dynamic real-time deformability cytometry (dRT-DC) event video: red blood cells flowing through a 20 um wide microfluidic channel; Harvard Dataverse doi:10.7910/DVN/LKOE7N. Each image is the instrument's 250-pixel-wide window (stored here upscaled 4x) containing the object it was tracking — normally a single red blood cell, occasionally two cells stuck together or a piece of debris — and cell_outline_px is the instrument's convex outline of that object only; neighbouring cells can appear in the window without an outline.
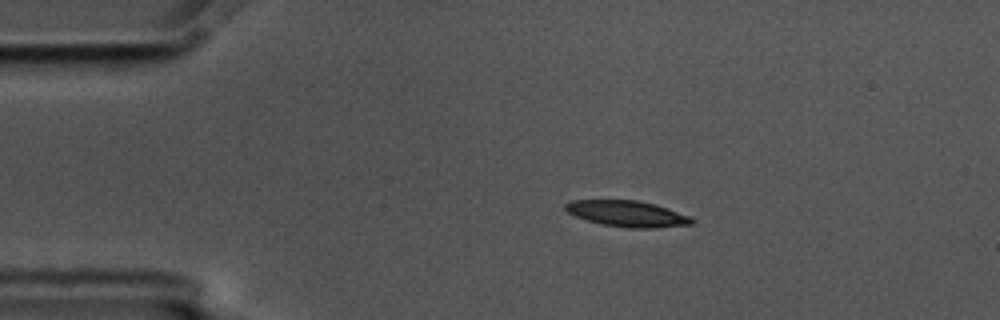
{"species": "common noctule bat (a hibernating species)", "species_latin": "Nyctalus noctula", "temperature_condition": "cold", "stored_images_in_passage": 14, "camera_frame_rate_fps": 3000, "um_per_image_px": 0.085, "animal": {"sex": "male", "body_mass_g": 17.5, "forearm_length_mm": 52.3}, "frame": {"image": 1, "passage_image": 3, "time_ms": 0.667, "image_size_px": [1000, 320], "cell_outline_px": [[696, 220], [692, 224], [656, 228], [632, 228], [600, 224], [576, 216], [568, 212], [564, 208], [564, 204], [572, 200], [640, 200], [656, 204], [692, 216]], "centroid_in_image_um": [53.37, 18.16], "position_along_channel_um": 31.6, "area_um2": 19.36}}
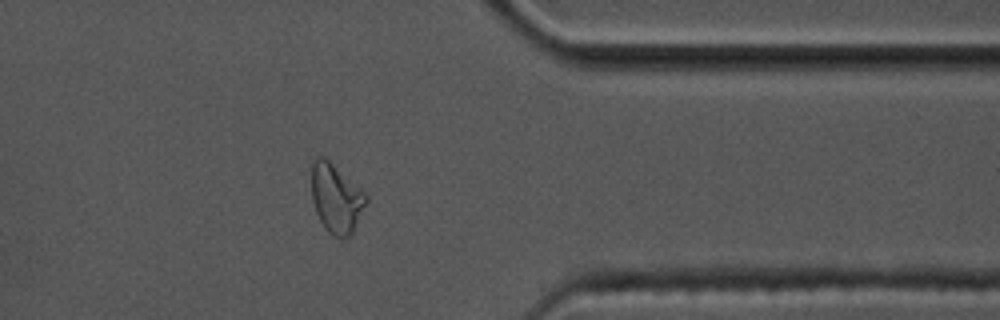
{"frame": {"image": 2, "passage_image": 12, "time_ms": 3.667, "image_size_px": [1000, 320], "cell_outline_px": [[368, 200], [352, 232], [344, 240], [340, 240], [332, 236], [324, 228], [316, 212], [312, 200], [312, 160], [316, 156], [324, 156], [360, 188], [368, 196]], "centroid_in_image_um": [28.56, 16.88], "position_along_channel_um": 382.8, "area_um2": 21.96}}
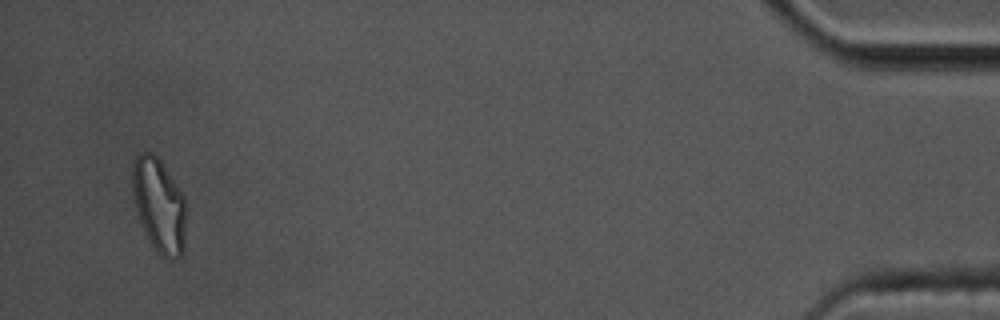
{"frame": {"image": 3, "passage_image": 14, "time_ms": 4.333, "image_size_px": [1000, 320], "cell_outline_px": [[184, 248], [180, 256], [172, 260], [164, 260], [156, 252], [140, 220], [136, 208], [132, 192], [132, 164], [136, 156], [144, 152], [152, 152], [160, 160], [184, 196]], "centroid_in_image_um": [13.5, 17.46], "position_along_channel_um": 421.7, "area_um2": 29.07}}